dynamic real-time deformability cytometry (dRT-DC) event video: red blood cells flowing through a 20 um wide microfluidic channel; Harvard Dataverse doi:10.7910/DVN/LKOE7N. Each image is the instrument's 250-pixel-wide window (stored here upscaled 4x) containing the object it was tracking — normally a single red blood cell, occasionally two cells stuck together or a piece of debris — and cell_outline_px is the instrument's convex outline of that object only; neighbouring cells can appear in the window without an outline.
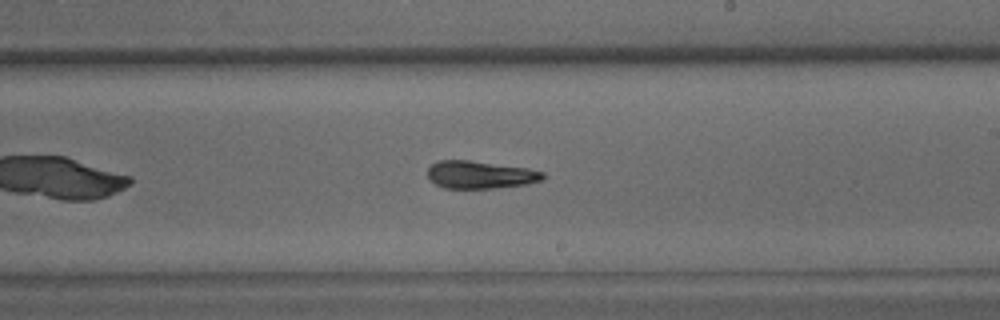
{"species": "common noctule bat (a hibernating species)", "species_latin": "Nyctalus noctula", "temperature_condition": "warm", "stored_images_in_passage": 34, "camera_frame_rate_fps": 3000, "um_per_image_px": 0.085, "animal": {"sex": "male", "body_mass_g": 15.6}, "frame": {"image": 1, "passage_image": 20, "time_ms": 6.333, "image_size_px": [1000, 320], "cell_outline_px": [[544, 180], [528, 184], [492, 188], [444, 188], [428, 180], [428, 168], [432, 164], [440, 160], [468, 160], [528, 168], [544, 172]], "centroid_in_image_um": [40.82, 14.85], "position_along_channel_um": 248.2, "area_um2": 18.61}}